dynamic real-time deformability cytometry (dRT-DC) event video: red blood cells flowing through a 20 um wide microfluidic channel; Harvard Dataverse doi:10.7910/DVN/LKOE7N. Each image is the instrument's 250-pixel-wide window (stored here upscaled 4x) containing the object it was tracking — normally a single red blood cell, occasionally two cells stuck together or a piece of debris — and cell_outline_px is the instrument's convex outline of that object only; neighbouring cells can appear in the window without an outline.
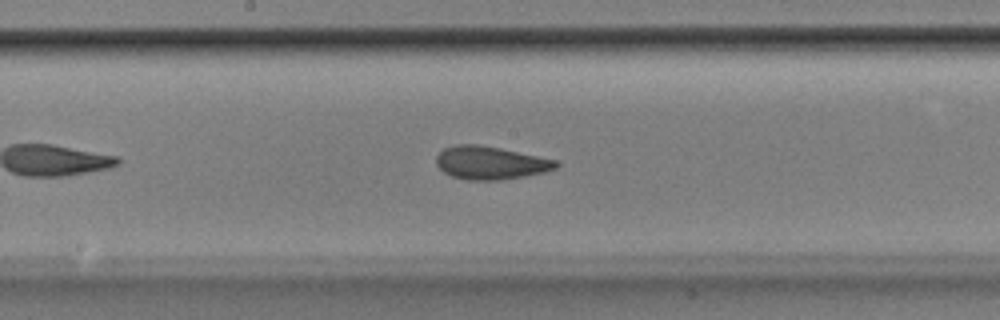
{"species": "Egyptian fruit bat (a non-hibernating species)", "species_latin": "Rousettus aegyptiacus", "temperature_condition": "room temperature", "stored_images_in_passage": 41, "camera_frame_rate_fps": 3000, "um_per_image_px": 0.085, "animal": {"sex": "male"}, "frame": {"image": 1, "passage_image": 16, "time_ms": 5.0, "image_size_px": [1000, 320], "cell_outline_px": [[560, 164], [556, 168], [544, 172], [524, 176], [500, 180], [468, 180], [452, 176], [444, 172], [436, 164], [436, 156], [444, 148], [456, 144], [476, 144], [500, 148], [556, 160]], "centroid_in_image_um": [41.67, 13.84], "position_along_channel_um": 206.5, "area_um2": 22.95}}
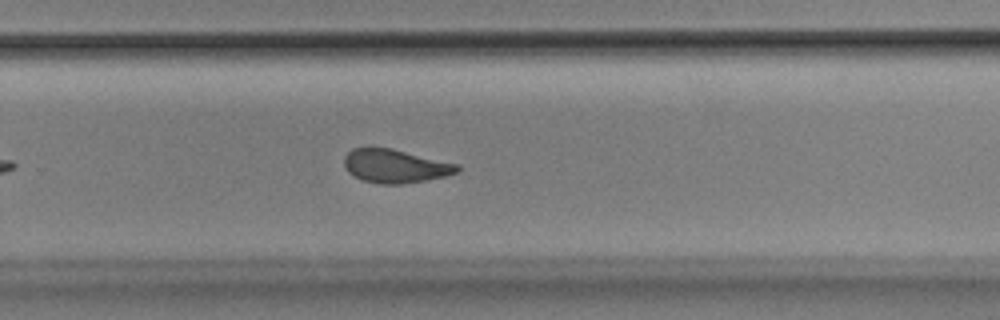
{"frame": {"image": 2, "passage_image": 23, "time_ms": 7.333, "image_size_px": [1000, 320], "cell_outline_px": [[460, 172], [428, 180], [400, 184], [380, 184], [364, 180], [348, 172], [344, 164], [344, 156], [352, 148], [368, 144], [392, 148], [460, 164]], "centroid_in_image_um": [33.59, 14.07], "position_along_channel_um": 296.2, "area_um2": 22.72}}
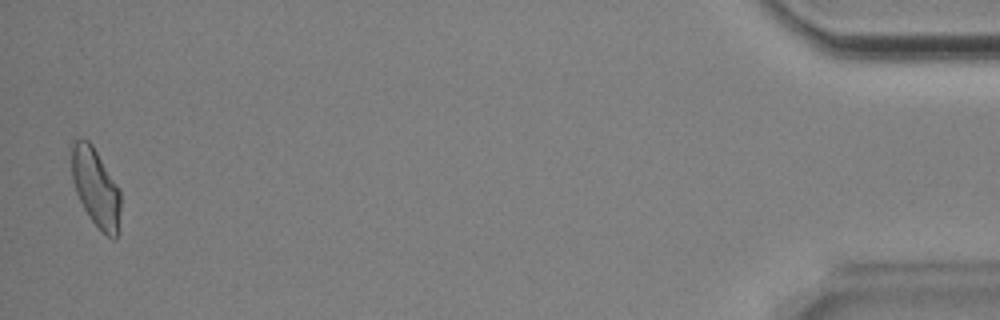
{"frame": {"image": 3, "passage_image": 40, "time_ms": 13.0, "image_size_px": [1000, 320], "cell_outline_px": [[120, 232], [116, 240], [112, 240], [92, 220], [84, 208], [76, 192], [72, 180], [72, 140], [76, 136], [88, 140], [92, 144], [120, 188]], "centroid_in_image_um": [8.16, 15.93], "position_along_channel_um": 427.0, "area_um2": 22.66}, "authors_computed_cell_mechanics": {"area_um2": 22.831, "velocity_mm_per_s": 3.8682, "shape_relaxation_time_tau1_ms": 3.9576, "shape_relaxation_time_tau2_ms": 1.5383, "deformation_change_tau1": 0.1281, "deformation_change_tau2": 0.0894}}